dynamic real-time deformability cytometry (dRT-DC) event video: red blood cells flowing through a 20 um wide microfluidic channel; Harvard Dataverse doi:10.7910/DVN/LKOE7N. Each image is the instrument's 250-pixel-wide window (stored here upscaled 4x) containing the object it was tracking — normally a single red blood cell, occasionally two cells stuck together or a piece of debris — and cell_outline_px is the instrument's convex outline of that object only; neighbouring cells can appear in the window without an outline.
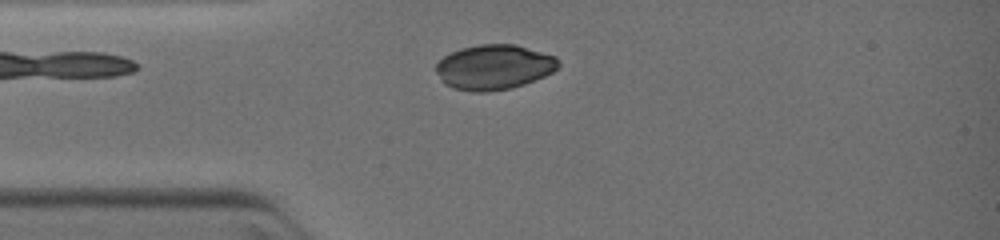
{"species": "common noctule bat (a hibernating species)", "species_latin": "Nyctalus noctula", "temperature_condition": "warm", "stored_images_in_passage": 53, "camera_frame_rate_fps": 3000, "um_per_image_px": 0.085, "animal": {"sex": "female", "body_mass_g": 19.0, "forearm_length_mm": 51.5}, "frame": {"image": 1, "passage_image": 1, "time_ms": 0.0, "image_size_px": [1000, 240], "cell_outline_px": [[560, 64], [552, 72], [544, 76], [524, 84], [512, 88], [488, 92], [472, 92], [452, 88], [444, 84], [436, 72], [436, 64], [444, 56], [460, 48], [480, 44], [516, 44], [556, 56], [560, 60]], "centroid_in_image_um": [41.99, 5.71], "position_along_channel_um": 43.0, "area_um2": 32.25}}
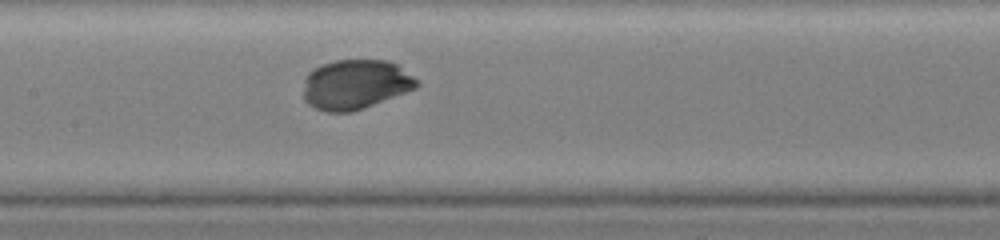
{"frame": {"image": 2, "passage_image": 19, "time_ms": 3.0, "image_size_px": [1000, 240], "cell_outline_px": [[420, 84], [416, 88], [364, 108], [352, 112], [328, 112], [316, 108], [308, 104], [304, 100], [304, 80], [308, 72], [324, 64], [336, 60], [388, 60], [396, 64], [420, 80]], "centroid_in_image_um": [30.23, 7.18], "position_along_channel_um": 177.2, "area_um2": 32.83}}
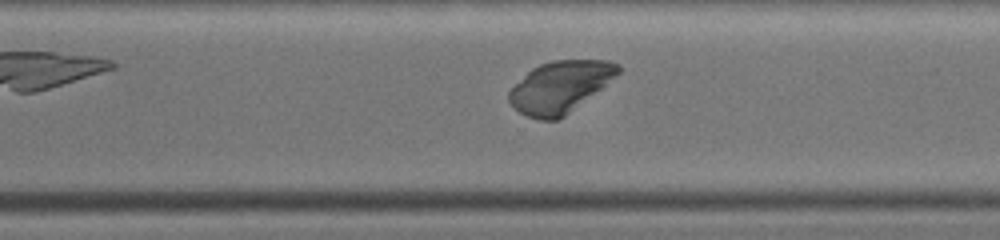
{"frame": {"image": 3, "passage_image": 38, "time_ms": 6.0, "image_size_px": [1000, 240], "cell_outline_px": [[624, 68], [604, 88], [564, 116], [556, 120], [540, 120], [528, 116], [520, 112], [508, 100], [508, 92], [532, 68], [540, 64], [552, 60], [608, 60], [620, 64]], "centroid_in_image_um": [47.68, 7.37], "position_along_channel_um": 322.9, "area_um2": 32.83}}